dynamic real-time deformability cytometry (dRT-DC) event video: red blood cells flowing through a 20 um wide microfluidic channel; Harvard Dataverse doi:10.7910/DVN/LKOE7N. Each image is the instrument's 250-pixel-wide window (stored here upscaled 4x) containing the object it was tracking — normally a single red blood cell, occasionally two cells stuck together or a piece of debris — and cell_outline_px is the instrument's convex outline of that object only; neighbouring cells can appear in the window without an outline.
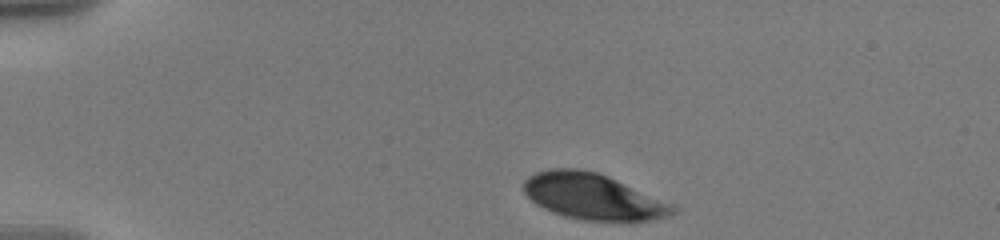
{"species": "human", "species_latin": "Homo sapiens", "temperature_condition": "warm", "stored_images_in_passage": 16, "camera_frame_rate_fps": 3000, "um_per_image_px": 0.085, "donor": {"sex": "male"}, "frame": {"image": 1, "passage_image": 1, "time_ms": 0.0, "image_size_px": [1000, 240], "cell_outline_px": [[676, 212], [668, 216], [652, 220], [632, 224], [628, 224], [580, 220], [564, 216], [552, 212], [536, 204], [524, 192], [524, 180], [528, 176], [536, 172], [552, 168], [580, 168], [596, 172], [608, 176], [672, 204], [676, 208]], "centroid_in_image_um": [50.43, 16.75], "position_along_channel_um": 34.6, "area_um2": 40.69}}
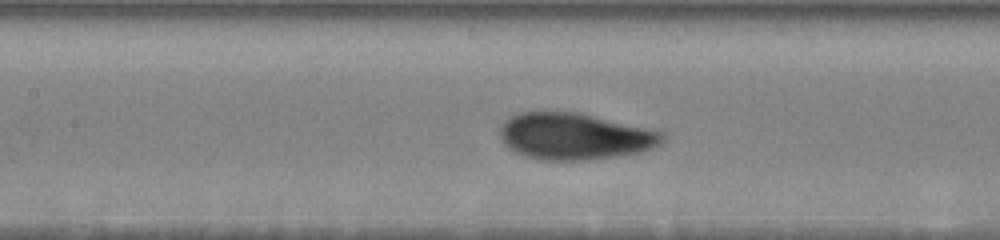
{"frame": {"image": 2, "passage_image": 10, "time_ms": 5.333, "image_size_px": [1000, 240], "cell_outline_px": [[664, 140], [660, 144], [652, 148], [640, 152], [616, 156], [588, 160], [540, 160], [524, 156], [508, 148], [504, 144], [500, 136], [500, 128], [512, 116], [520, 112], [576, 112], [664, 132]], "centroid_in_image_um": [48.84, 11.6], "position_along_channel_um": 158.6, "area_um2": 43.75}}
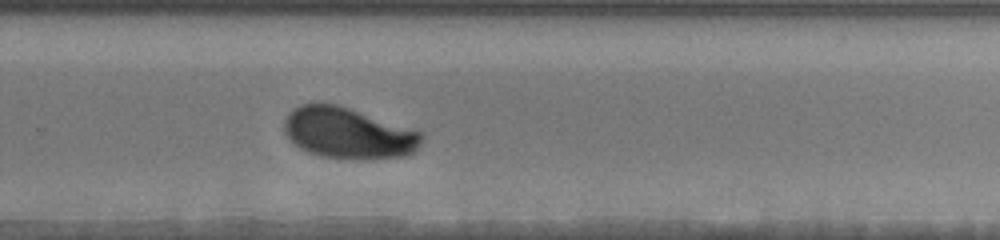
{"frame": {"image": 3, "passage_image": 16, "time_ms": 9.333, "image_size_px": [1000, 240], "cell_outline_px": [[424, 136], [420, 144], [408, 156], [364, 160], [356, 160], [320, 156], [308, 152], [300, 148], [284, 132], [284, 120], [288, 112], [292, 108], [300, 104], [336, 104], [416, 128]], "centroid_in_image_um": [29.64, 11.32], "position_along_channel_um": 300.2, "area_um2": 41.44}}